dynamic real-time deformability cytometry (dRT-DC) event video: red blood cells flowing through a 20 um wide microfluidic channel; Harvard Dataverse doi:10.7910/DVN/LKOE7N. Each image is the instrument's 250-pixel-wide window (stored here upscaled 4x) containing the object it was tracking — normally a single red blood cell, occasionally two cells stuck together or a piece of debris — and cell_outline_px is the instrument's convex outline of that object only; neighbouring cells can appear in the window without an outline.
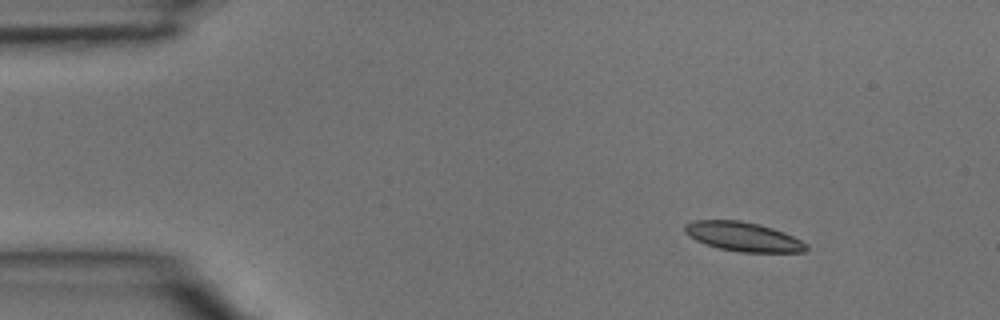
{"species": "common noctule bat (a hibernating species)", "species_latin": "Nyctalus noctula", "temperature_condition": "room temperature", "stored_images_in_passage": 3, "camera_frame_rate_fps": 3000, "um_per_image_px": 0.085, "animal": {"sex": "male", "body_mass_g": 15.6}, "frame": {"image": 1, "passage_image": 1, "time_ms": 0.0, "image_size_px": [1000, 320], "cell_outline_px": [[808, 248], [804, 252], [740, 252], [720, 248], [704, 244], [688, 236], [684, 232], [684, 224], [696, 220], [740, 220], [760, 224], [784, 232], [808, 244]], "centroid_in_image_um": [63.15, 20.11], "position_along_channel_um": 21.8, "area_um2": 20.75}}
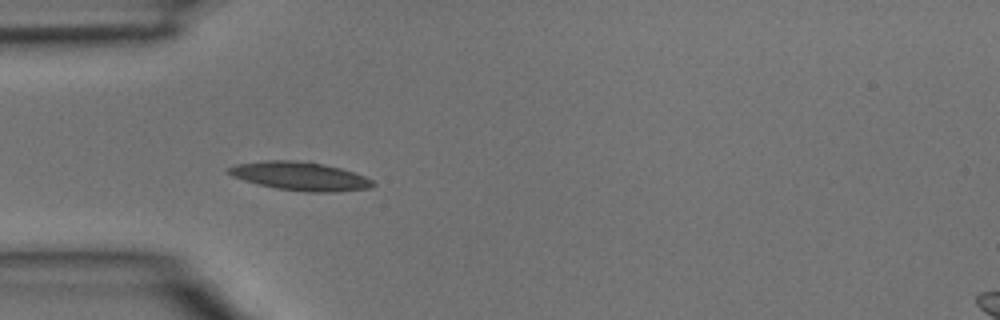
{"frame": {"image": 2, "passage_image": 3, "time_ms": 0.667, "image_size_px": [1000, 320], "cell_outline_px": [[376, 184], [368, 188], [332, 192], [308, 192], [276, 188], [244, 180], [232, 176], [228, 172], [228, 168], [236, 164], [264, 160], [308, 160], [340, 168], [364, 176], [372, 180]], "centroid_in_image_um": [25.5, 14.95], "position_along_channel_um": 59.5, "area_um2": 23.87}}